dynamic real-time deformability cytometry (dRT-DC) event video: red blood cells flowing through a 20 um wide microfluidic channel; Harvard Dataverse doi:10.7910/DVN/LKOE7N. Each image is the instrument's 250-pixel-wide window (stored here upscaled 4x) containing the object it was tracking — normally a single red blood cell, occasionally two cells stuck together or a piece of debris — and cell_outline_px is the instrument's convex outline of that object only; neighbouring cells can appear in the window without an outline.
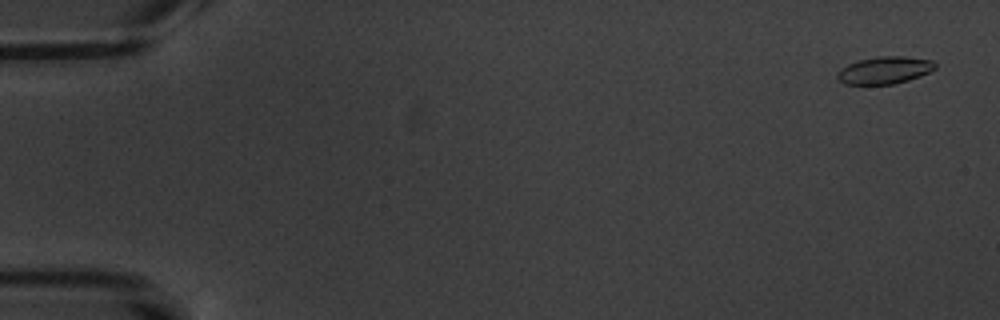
{"species": "common noctule bat (a hibernating species)", "species_latin": "Nyctalus noctula", "temperature_condition": "warm", "stored_images_in_passage": 7, "camera_frame_rate_fps": 3000, "um_per_image_px": 0.085, "animal": {"sex": "male", "body_mass_g": 20.1, "forearm_length_mm": 53.5}, "frame": {"image": 1, "passage_image": 1, "time_ms": 0.0, "image_size_px": [1000, 320], "cell_outline_px": [[936, 68], [920, 76], [908, 80], [892, 84], [844, 84], [836, 76], [836, 72], [840, 68], [848, 64], [860, 60], [876, 56], [904, 56], [932, 60], [936, 64]], "centroid_in_image_um": [75.17, 5.96], "position_along_channel_um": 9.8, "area_um2": 15.55}}
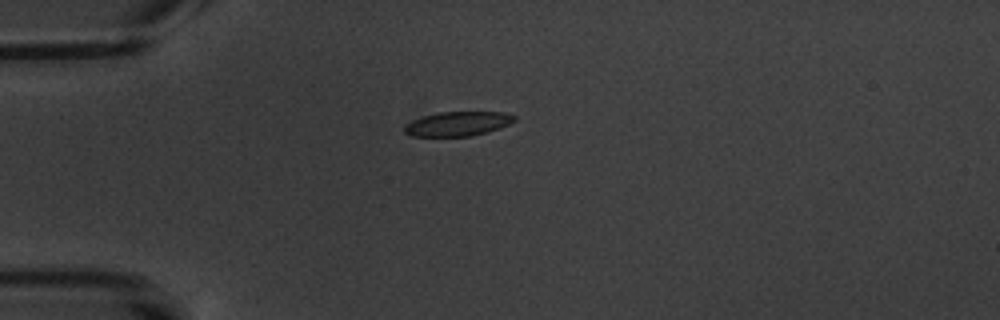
{"frame": {"image": 2, "passage_image": 5, "time_ms": 4.667, "image_size_px": [1000, 320], "cell_outline_px": [[516, 120], [508, 124], [472, 136], [412, 136], [404, 132], [404, 124], [412, 120], [424, 116], [440, 112], [504, 112], [516, 116]], "centroid_in_image_um": [38.87, 10.51], "position_along_channel_um": 46.1, "area_um2": 15.43}}